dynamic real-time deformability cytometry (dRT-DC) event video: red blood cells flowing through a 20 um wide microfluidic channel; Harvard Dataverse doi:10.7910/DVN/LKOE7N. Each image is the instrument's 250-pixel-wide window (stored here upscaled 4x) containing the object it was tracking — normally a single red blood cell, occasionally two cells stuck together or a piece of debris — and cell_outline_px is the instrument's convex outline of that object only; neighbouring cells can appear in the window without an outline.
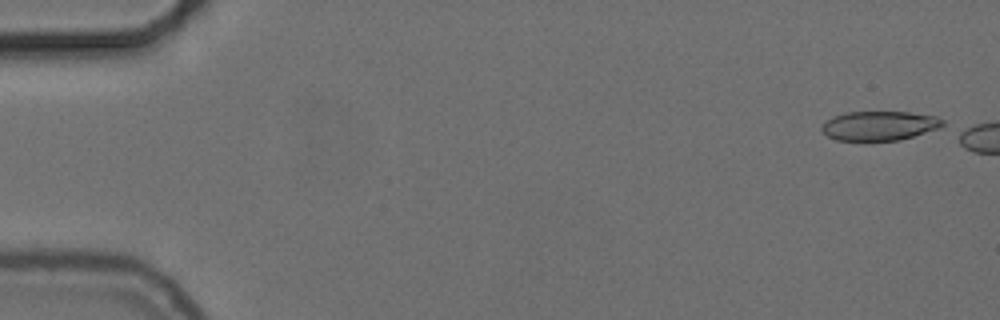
{"species": "common noctule bat (a hibernating species)", "species_latin": "Nyctalus noctula", "temperature_condition": "cold", "stored_images_in_passage": 5, "camera_frame_rate_fps": 3000, "um_per_image_px": 0.085, "animal": {"sex": "female", "body_mass_g": 24.6, "forearm_length_mm": 56.2}, "frame": {"image": 1, "passage_image": 1, "time_ms": 0.0, "image_size_px": [1000, 320], "cell_outline_px": [[944, 124], [940, 128], [900, 140], [836, 140], [828, 136], [820, 128], [832, 116], [844, 112], [908, 112], [936, 116], [944, 120]], "centroid_in_image_um": [74.77, 10.68], "position_along_channel_um": 10.2, "area_um2": 20.58}}